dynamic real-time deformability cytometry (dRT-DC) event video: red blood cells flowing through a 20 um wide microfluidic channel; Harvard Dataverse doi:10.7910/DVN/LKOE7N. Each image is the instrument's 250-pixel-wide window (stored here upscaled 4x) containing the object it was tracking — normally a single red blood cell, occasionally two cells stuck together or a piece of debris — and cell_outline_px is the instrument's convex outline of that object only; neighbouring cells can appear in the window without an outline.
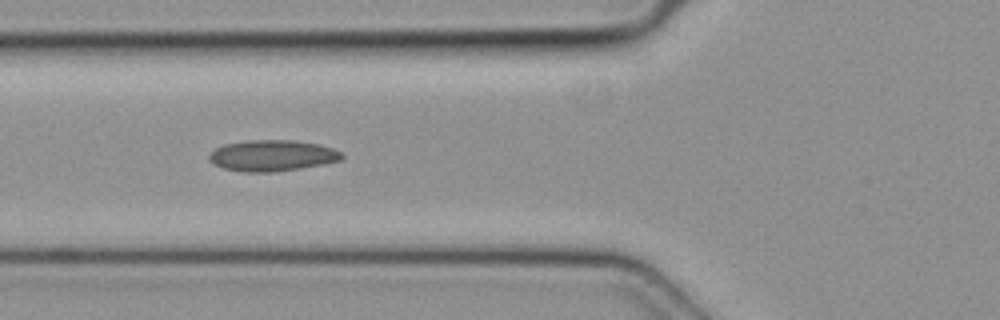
{"species": "common noctule bat (a hibernating species)", "species_latin": "Nyctalus noctula", "temperature_condition": "cold", "stored_images_in_passage": 5, "camera_frame_rate_fps": 3000, "um_per_image_px": 0.085, "animal": {"sex": "female", "body_mass_g": 19.3, "forearm_length_mm": 54.1}, "frame": {"image": 1, "passage_image": 2, "time_ms": 0.333, "image_size_px": [1000, 320], "cell_outline_px": [[344, 156], [340, 160], [324, 164], [276, 172], [244, 172], [224, 168], [212, 164], [208, 160], [208, 156], [216, 148], [224, 144], [248, 140], [292, 140], [320, 144], [332, 148], [340, 152]], "centroid_in_image_um": [23.12, 13.22], "position_along_channel_um": 102.7, "area_um2": 24.1}}
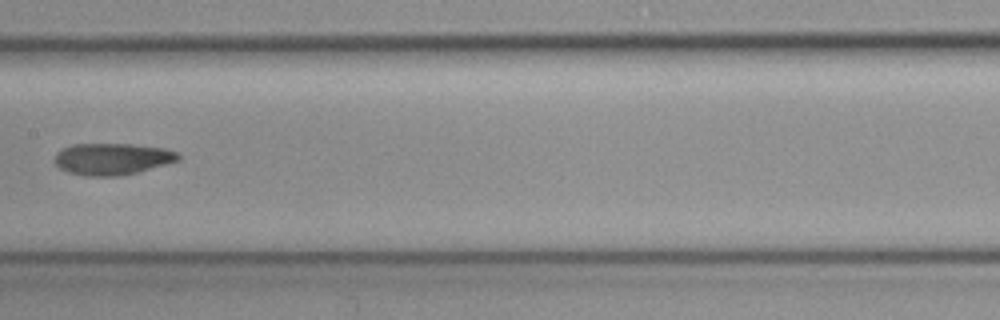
{"frame": {"image": 2, "passage_image": 4, "time_ms": 1.0, "image_size_px": [1000, 320], "cell_outline_px": [[180, 160], [136, 172], [116, 176], [84, 176], [68, 172], [60, 168], [56, 164], [56, 152], [72, 144], [132, 144], [164, 148], [180, 152]], "centroid_in_image_um": [9.56, 13.5], "position_along_channel_um": 197.8, "area_um2": 22.72}}
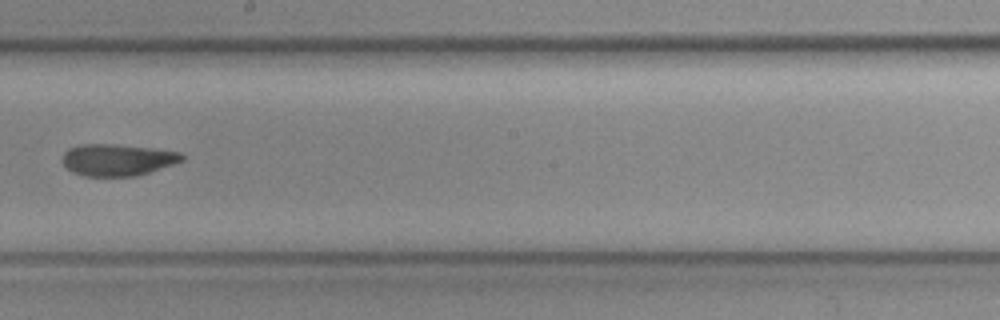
{"frame": {"image": 3, "passage_image": 5, "time_ms": 1.333, "image_size_px": [1000, 320], "cell_outline_px": [[184, 160], [136, 176], [84, 176], [72, 172], [60, 160], [64, 152], [68, 148], [80, 144], [116, 144], [152, 148], [180, 152], [184, 156]], "centroid_in_image_um": [9.94, 13.57], "position_along_channel_um": 238.3, "area_um2": 22.14}}